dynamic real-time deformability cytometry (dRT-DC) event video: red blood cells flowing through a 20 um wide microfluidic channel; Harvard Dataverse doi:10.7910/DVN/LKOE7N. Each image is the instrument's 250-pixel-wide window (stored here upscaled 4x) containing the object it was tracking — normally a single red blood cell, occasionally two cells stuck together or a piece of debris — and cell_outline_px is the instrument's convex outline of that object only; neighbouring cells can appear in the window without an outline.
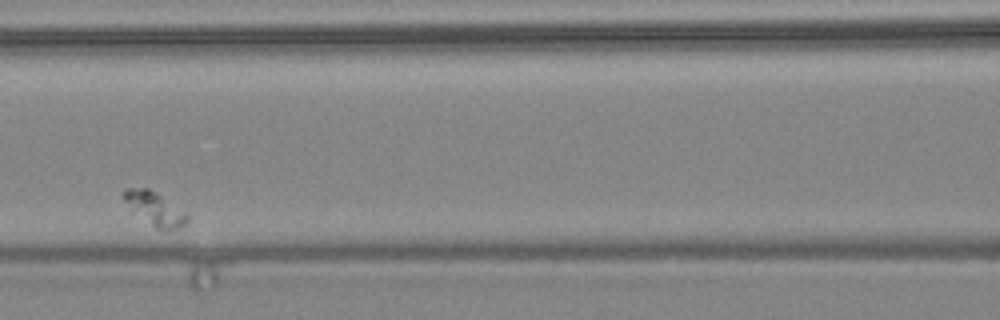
{"species": "common noctule bat (a hibernating species)", "species_latin": "Nyctalus noctula", "temperature_condition": "warm", "stored_images_in_passage": 4, "camera_frame_rate_fps": 3000, "um_per_image_px": 0.085, "animal": {"sex": "female", "body_mass_g": 24.6, "forearm_length_mm": 56.2}, "frame": {"image": 1, "passage_image": 3, "time_ms": 0.667, "image_size_px": [1000, 320], "cell_outline_px": [[188, 220], [184, 224], [168, 232], [164, 232], [156, 228], [124, 200], [124, 188], [148, 188], [156, 192], [188, 216]], "centroid_in_image_um": [13.19, 17.75], "position_along_channel_um": 153.4, "area_um2": 11.5}}
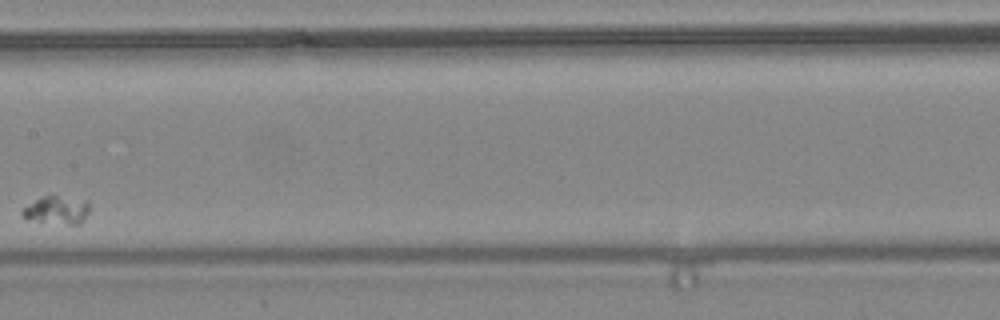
{"frame": {"image": 2, "passage_image": 4, "time_ms": 1.0, "image_size_px": [1000, 320], "cell_outline_px": [[88, 212], [80, 224], [68, 224], [40, 220], [24, 216], [20, 212], [24, 208], [40, 196], [56, 196], [88, 200]], "centroid_in_image_um": [4.88, 17.82], "position_along_channel_um": 202.5, "area_um2": 10.46}}